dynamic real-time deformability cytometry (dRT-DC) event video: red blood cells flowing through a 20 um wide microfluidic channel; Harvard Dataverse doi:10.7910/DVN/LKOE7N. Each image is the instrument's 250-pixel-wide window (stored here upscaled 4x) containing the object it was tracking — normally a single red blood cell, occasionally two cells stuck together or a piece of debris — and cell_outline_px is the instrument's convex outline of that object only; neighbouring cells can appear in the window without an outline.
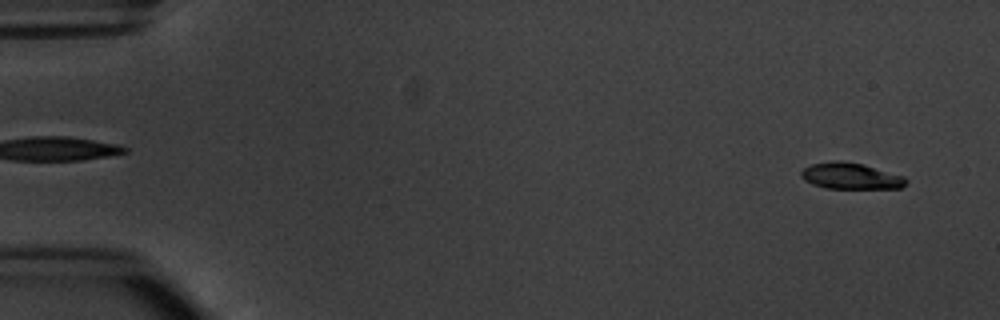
{"species": "common noctule bat (a hibernating species)", "species_latin": "Nyctalus noctula", "temperature_condition": "warm", "stored_images_in_passage": 4, "segment_of_instrument_passage": [2, 2], "camera_frame_rate_fps": 3000, "um_per_image_px": 0.085, "animal": {"sex": "male", "body_mass_g": 20.1, "forearm_length_mm": 53.5}, "frame": {"image": 1, "passage_image": 4, "time_ms": 3.667, "image_size_px": [1000, 320], "cell_outline_px": [[908, 184], [900, 188], [824, 188], [812, 184], [804, 180], [800, 176], [800, 172], [804, 168], [812, 164], [832, 160], [840, 160], [864, 164], [904, 176], [908, 180]], "centroid_in_image_um": [72.31, 14.95], "position_along_channel_um": 12.7, "area_um2": 16.24}}